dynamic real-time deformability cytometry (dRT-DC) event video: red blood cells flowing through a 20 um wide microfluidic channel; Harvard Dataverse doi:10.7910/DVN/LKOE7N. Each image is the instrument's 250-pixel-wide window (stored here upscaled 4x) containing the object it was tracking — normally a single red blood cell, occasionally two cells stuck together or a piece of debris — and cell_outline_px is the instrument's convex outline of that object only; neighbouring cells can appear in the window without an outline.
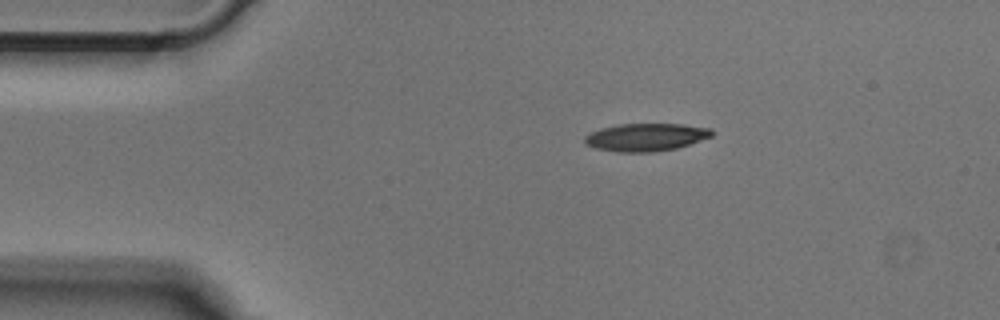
{"species": "Egyptian fruit bat (a non-hibernating species)", "species_latin": "Rousettus aegyptiacus", "temperature_condition": "cold", "stored_images_in_passage": 42, "camera_frame_rate_fps": 3000, "um_per_image_px": 0.085, "animal": {"sex": "male"}, "frame": {"image": 1, "passage_image": 1, "time_ms": 0.0, "image_size_px": [1000, 320], "cell_outline_px": [[712, 136], [676, 148], [652, 152], [620, 152], [596, 148], [584, 144], [584, 136], [600, 128], [620, 124], [684, 124], [712, 128]], "centroid_in_image_um": [54.88, 11.65], "position_along_channel_um": 30.1, "area_um2": 20.46}}
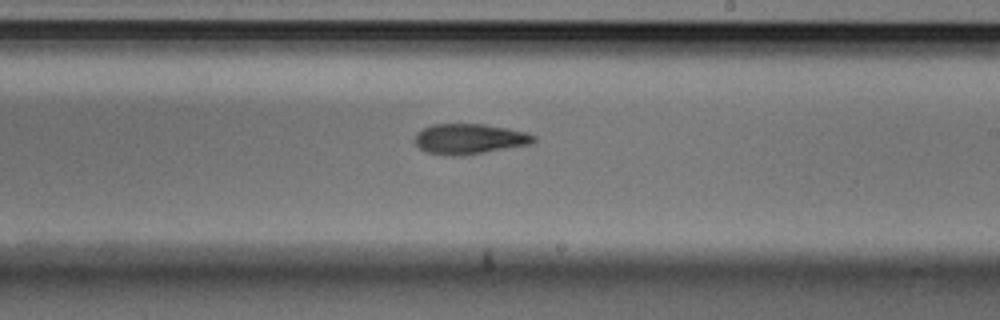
{"frame": {"image": 2, "passage_image": 21, "time_ms": 6.667, "image_size_px": [1000, 320], "cell_outline_px": [[536, 140], [532, 144], [464, 156], [452, 156], [424, 152], [416, 144], [416, 132], [432, 124], [484, 124], [508, 128], [524, 132], [536, 136]], "centroid_in_image_um": [39.91, 11.82], "position_along_channel_um": 249.1, "area_um2": 21.15}}
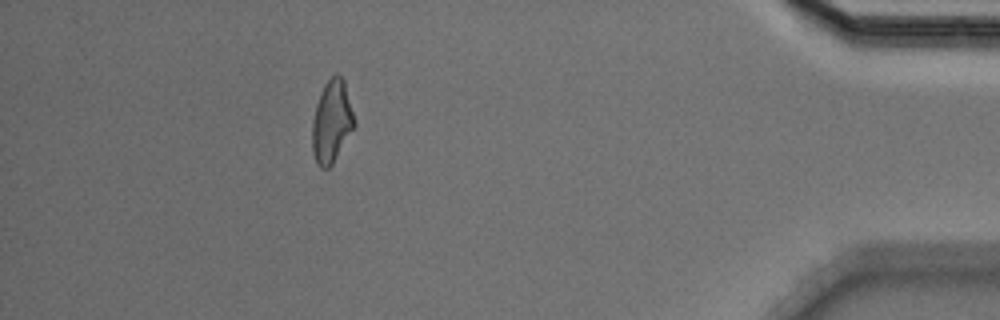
{"frame": {"image": 3, "passage_image": 37, "time_ms": 12.0, "image_size_px": [1000, 320], "cell_outline_px": [[356, 124], [332, 164], [328, 168], [320, 168], [316, 164], [312, 152], [312, 120], [316, 104], [320, 92], [324, 84], [336, 72], [344, 80]], "centroid_in_image_um": [28.17, 10.34], "position_along_channel_um": 407.0, "area_um2": 20.23}}